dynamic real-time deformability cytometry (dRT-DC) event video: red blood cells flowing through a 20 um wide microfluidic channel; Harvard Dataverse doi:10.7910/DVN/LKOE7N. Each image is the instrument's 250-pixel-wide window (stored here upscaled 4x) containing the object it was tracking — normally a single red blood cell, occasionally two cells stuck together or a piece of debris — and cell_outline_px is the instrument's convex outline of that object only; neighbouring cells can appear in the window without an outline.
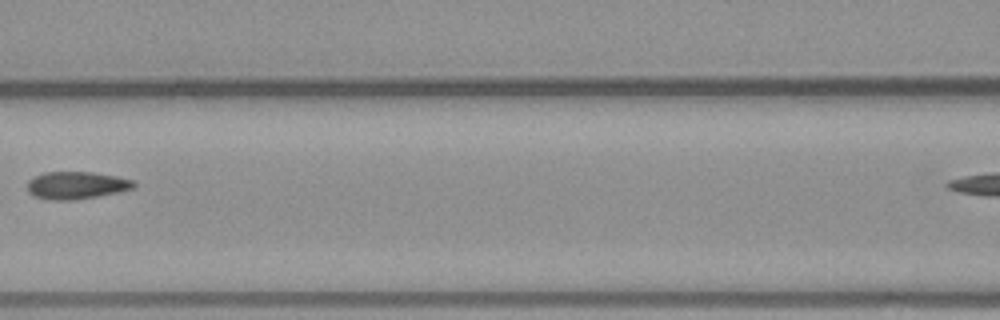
{"species": "common noctule bat (a hibernating species)", "species_latin": "Nyctalus noctula", "temperature_condition": "warm", "stored_images_in_passage": 8, "segment_of_instrument_passage": [1, 2], "camera_frame_rate_fps": 3000, "um_per_image_px": 0.085, "animal": {"sex": "male", "body_mass_g": 23.1, "forearm_length_mm": 52.7}, "frame": {"image": 1, "passage_image": 7, "time_ms": 7.0, "image_size_px": [1000, 320], "cell_outline_px": [[136, 184], [132, 188], [116, 192], [96, 196], [72, 200], [48, 200], [32, 196], [28, 192], [28, 180], [44, 172], [92, 172], [116, 176], [132, 180]], "centroid_in_image_um": [6.44, 15.75], "position_along_channel_um": 160.2, "area_um2": 16.88}}